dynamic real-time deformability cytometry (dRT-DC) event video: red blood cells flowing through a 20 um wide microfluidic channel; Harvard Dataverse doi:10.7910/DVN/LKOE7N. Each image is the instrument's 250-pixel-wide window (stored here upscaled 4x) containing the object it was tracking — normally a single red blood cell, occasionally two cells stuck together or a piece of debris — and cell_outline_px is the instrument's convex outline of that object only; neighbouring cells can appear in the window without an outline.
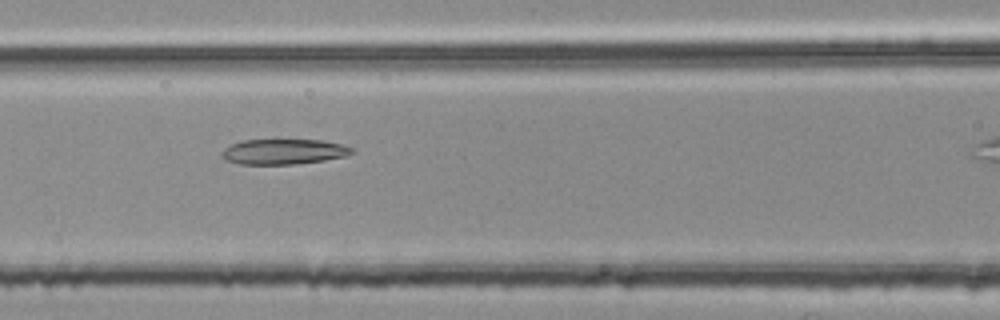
{"species": "common noctule bat (a hibernating species)", "species_latin": "Nyctalus noctula", "temperature_condition": "room temperature", "stored_images_in_passage": 39, "camera_frame_rate_fps": 3000, "um_per_image_px": 0.085, "animal": {"sex": "female", "body_mass_g": 25.1}, "frame": {"image": 1, "passage_image": 18, "time_ms": 5.667, "image_size_px": [1000, 320], "cell_outline_px": [[356, 152], [344, 156], [324, 160], [296, 164], [240, 164], [228, 160], [220, 156], [220, 152], [224, 148], [232, 144], [244, 140], [324, 140], [356, 148]], "centroid_in_image_um": [24.14, 12.89], "position_along_channel_um": 142.5, "area_um2": 19.19}}
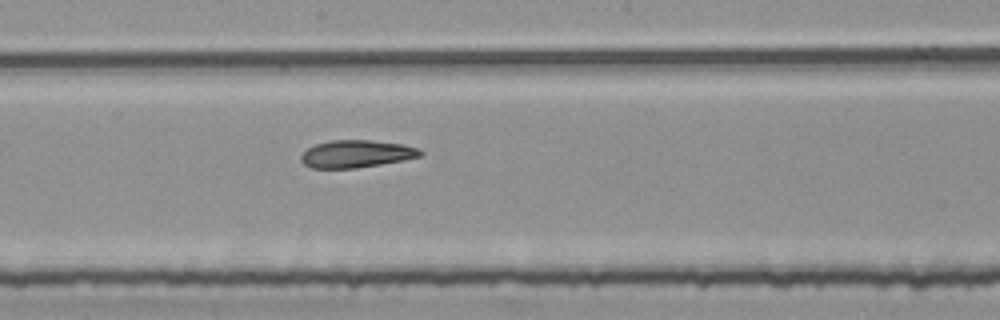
{"frame": {"image": 2, "passage_image": 24, "time_ms": 7.667, "image_size_px": [1000, 320], "cell_outline_px": [[424, 156], [404, 160], [356, 168], [312, 168], [304, 164], [300, 160], [300, 156], [308, 148], [316, 144], [328, 140], [368, 140], [400, 144], [416, 148], [424, 152]], "centroid_in_image_um": [30.28, 13.08], "position_along_channel_um": 217.9, "area_um2": 19.02}}
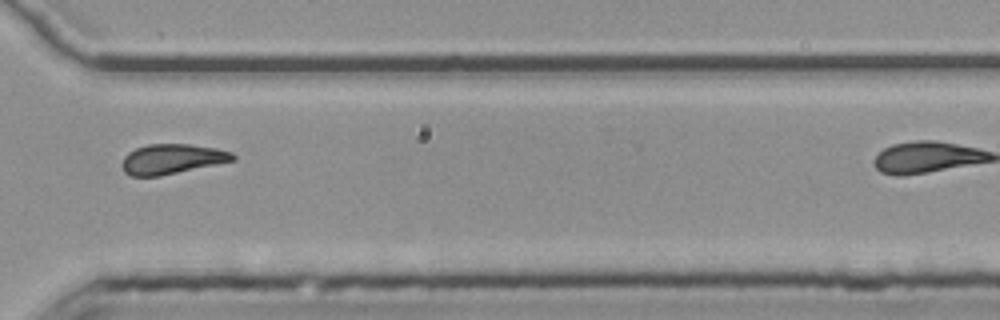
{"frame": {"image": 3, "passage_image": 35, "time_ms": 11.333, "image_size_px": [1000, 320], "cell_outline_px": [[236, 160], [160, 176], [132, 176], [124, 172], [124, 156], [128, 152], [136, 148], [148, 144], [192, 144], [216, 148], [232, 152], [236, 156]], "centroid_in_image_um": [14.66, 13.51], "position_along_channel_um": 355.9, "area_um2": 19.25}}